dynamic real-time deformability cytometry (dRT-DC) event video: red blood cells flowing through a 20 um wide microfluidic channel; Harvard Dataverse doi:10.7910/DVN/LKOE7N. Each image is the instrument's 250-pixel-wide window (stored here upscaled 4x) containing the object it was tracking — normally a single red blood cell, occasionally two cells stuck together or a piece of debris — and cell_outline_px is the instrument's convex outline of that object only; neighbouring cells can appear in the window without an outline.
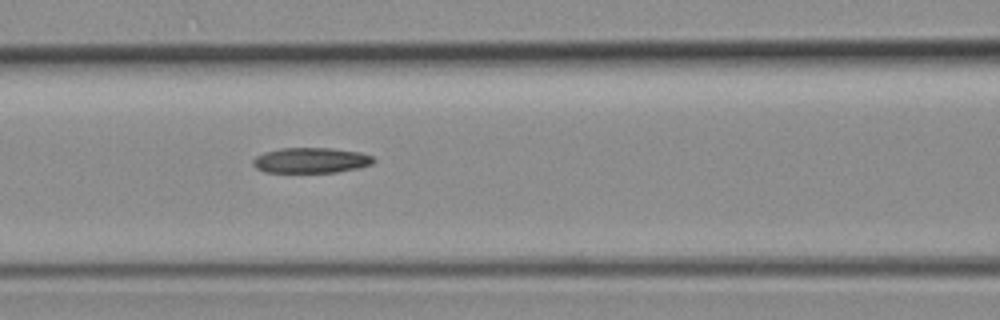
{"species": "common noctule bat (a hibernating species)", "species_latin": "Nyctalus noctula", "temperature_condition": "room temperature", "stored_images_in_passage": 7, "segment_of_instrument_passage": [1, 2], "camera_frame_rate_fps": 3000, "um_per_image_px": 0.085, "animal": {"sex": "female", "body_mass_g": 19.3, "forearm_length_mm": 54.1}, "frame": {"image": 1, "passage_image": 6, "time_ms": 6.667, "image_size_px": [1000, 320], "cell_outline_px": [[376, 160], [372, 164], [360, 168], [336, 172], [264, 172], [256, 168], [252, 164], [252, 160], [256, 156], [264, 152], [280, 148], [332, 148], [360, 152], [372, 156]], "centroid_in_image_um": [26.43, 13.63], "position_along_channel_um": 140.2, "area_um2": 17.98}}